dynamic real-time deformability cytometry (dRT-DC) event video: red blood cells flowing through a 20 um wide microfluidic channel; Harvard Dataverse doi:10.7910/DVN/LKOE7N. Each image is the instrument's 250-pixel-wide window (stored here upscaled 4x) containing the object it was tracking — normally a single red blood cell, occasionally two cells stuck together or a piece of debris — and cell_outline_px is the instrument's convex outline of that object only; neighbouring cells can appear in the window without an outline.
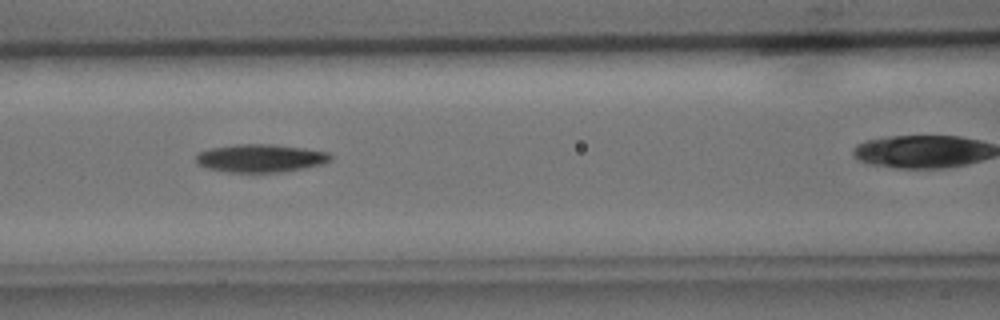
{"species": "common noctule bat (a hibernating species)", "species_latin": "Nyctalus noctula", "temperature_condition": "cold", "stored_images_in_passage": 8, "camera_frame_rate_fps": 3000, "um_per_image_px": 0.085, "animal": {"sex": "male", "body_mass_g": 15.6}, "frame": {"image": 1, "passage_image": 5, "time_ms": 5.333, "image_size_px": [1000, 320], "cell_outline_px": [[332, 160], [324, 164], [304, 168], [280, 172], [224, 172], [208, 168], [196, 164], [196, 156], [200, 152], [212, 148], [236, 144], [272, 144], [304, 148], [328, 152], [332, 156]], "centroid_in_image_um": [22.16, 13.45], "position_along_channel_um": 144.4, "area_um2": 22.02}}